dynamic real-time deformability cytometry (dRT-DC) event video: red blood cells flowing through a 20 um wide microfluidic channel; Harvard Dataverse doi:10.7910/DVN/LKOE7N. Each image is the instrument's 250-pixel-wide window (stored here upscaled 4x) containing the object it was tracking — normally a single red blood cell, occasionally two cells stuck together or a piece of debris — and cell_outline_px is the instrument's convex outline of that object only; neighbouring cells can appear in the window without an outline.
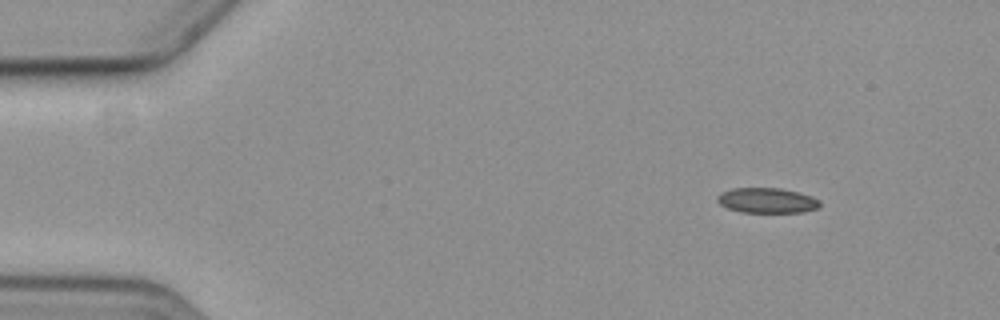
{"species": "common noctule bat (a hibernating species)", "species_latin": "Nyctalus noctula", "temperature_condition": "cold", "stored_images_in_passage": 2, "camera_frame_rate_fps": 3000, "um_per_image_px": 0.085, "animal": {"sex": "female", "body_mass_g": 19.3, "forearm_length_mm": 54.1}, "frame": {"image": 1, "passage_image": 1, "time_ms": 0.0, "image_size_px": [1000, 320], "cell_outline_px": [[820, 204], [816, 208], [804, 212], [740, 212], [728, 208], [720, 204], [716, 200], [716, 196], [732, 188], [780, 188], [796, 192], [820, 200]], "centroid_in_image_um": [65.15, 17.04], "position_along_channel_um": 19.8, "area_um2": 14.8}}